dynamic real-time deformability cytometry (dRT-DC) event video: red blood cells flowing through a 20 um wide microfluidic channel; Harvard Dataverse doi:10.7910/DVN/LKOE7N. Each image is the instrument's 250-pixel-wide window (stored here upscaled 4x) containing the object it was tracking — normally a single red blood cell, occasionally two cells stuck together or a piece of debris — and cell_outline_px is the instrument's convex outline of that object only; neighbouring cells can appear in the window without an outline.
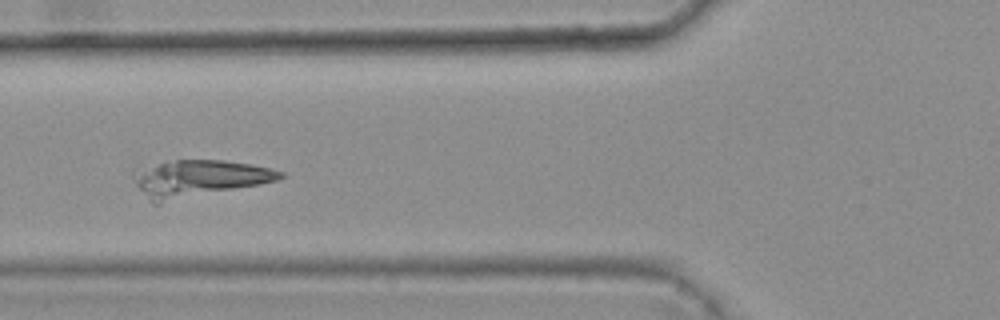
{"species": "common noctule bat (a hibernating species)", "species_latin": "Nyctalus noctula", "temperature_condition": "warm", "stored_images_in_passage": 3, "camera_frame_rate_fps": 3000, "um_per_image_px": 0.085, "animal": {"sex": "female", "body_mass_g": 25.1}, "frame": {"image": 1, "passage_image": 2, "time_ms": 0.333, "image_size_px": [1000, 320], "cell_outline_px": [[288, 176], [276, 180], [260, 184], [160, 204], [152, 204], [136, 184], [132, 176], [132, 172], [160, 164], [176, 160], [224, 160], [252, 164], [284, 172]], "centroid_in_image_um": [16.93, 15.19], "position_along_channel_um": 108.9, "area_um2": 31.21}}
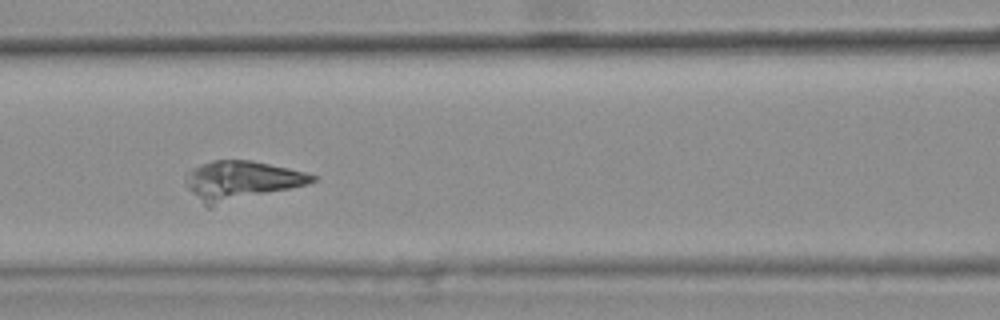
{"frame": {"image": 2, "passage_image": 3, "time_ms": 0.667, "image_size_px": [1000, 320], "cell_outline_px": [[320, 176], [316, 180], [308, 184], [212, 208], [208, 208], [188, 188], [184, 180], [184, 176], [192, 168], [212, 160], [248, 160], [288, 168]], "centroid_in_image_um": [20.49, 15.37], "position_along_channel_um": 146.1, "area_um2": 29.13}}